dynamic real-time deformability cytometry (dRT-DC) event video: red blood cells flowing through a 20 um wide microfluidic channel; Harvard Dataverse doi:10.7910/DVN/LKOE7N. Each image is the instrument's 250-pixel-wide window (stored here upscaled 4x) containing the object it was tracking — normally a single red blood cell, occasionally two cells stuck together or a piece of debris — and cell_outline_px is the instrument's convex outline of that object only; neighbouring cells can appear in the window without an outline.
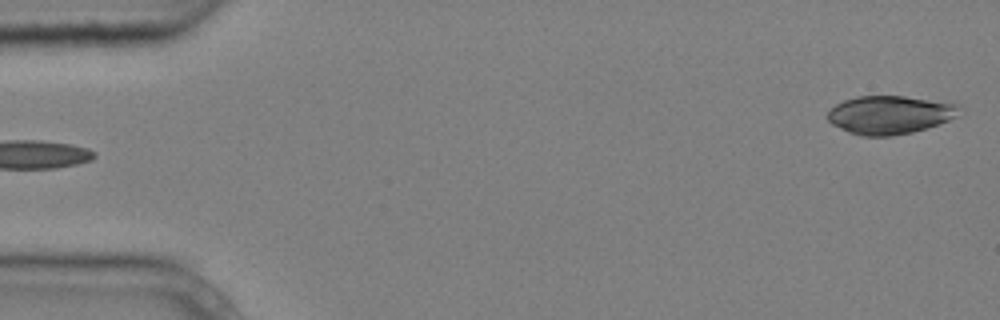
{"species": "common noctule bat (a hibernating species)", "species_latin": "Nyctalus noctula", "temperature_condition": "cold", "stored_images_in_passage": 2, "segment_of_instrument_passage": [2, 2], "camera_frame_rate_fps": 3000, "um_per_image_px": 0.085, "animal": {"sex": "male", "body_mass_g": 20.4}, "frame": {"image": 1, "passage_image": 2, "time_ms": 0.333, "image_size_px": [1000, 320], "cell_outline_px": [[960, 104], [956, 116], [948, 120], [912, 132], [892, 136], [860, 136], [848, 132], [832, 124], [824, 116], [836, 104], [844, 100], [856, 96], [904, 96]], "centroid_in_image_um": [75.57, 9.76], "position_along_channel_um": 9.4, "area_um2": 29.25}}